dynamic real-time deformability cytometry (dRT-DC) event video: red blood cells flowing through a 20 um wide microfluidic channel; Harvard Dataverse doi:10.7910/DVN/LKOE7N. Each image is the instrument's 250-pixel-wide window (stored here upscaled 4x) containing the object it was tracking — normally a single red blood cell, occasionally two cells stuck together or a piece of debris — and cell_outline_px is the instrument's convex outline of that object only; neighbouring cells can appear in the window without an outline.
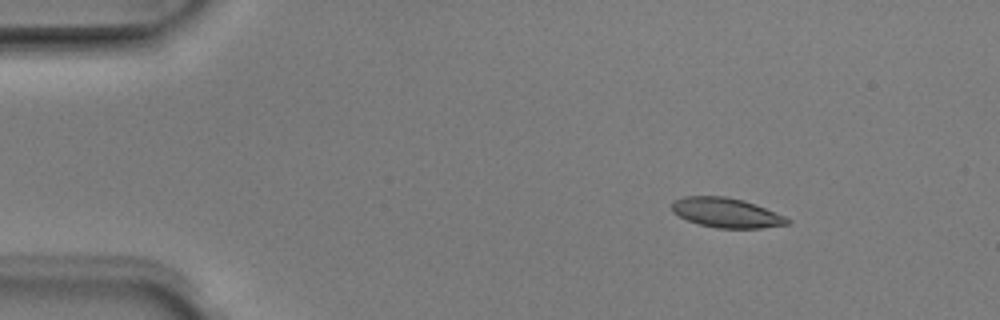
{"species": "Egyptian fruit bat (a non-hibernating species)", "species_latin": "Rousettus aegyptiacus", "temperature_condition": "room temperature", "stored_images_in_passage": 5, "camera_frame_rate_fps": 3000, "um_per_image_px": 0.085, "animal": {"sex": "male"}, "frame": {"image": 1, "passage_image": 3, "time_ms": 0.667, "image_size_px": [1000, 320], "cell_outline_px": [[792, 220], [788, 224], [760, 228], [716, 228], [700, 224], [688, 220], [672, 212], [672, 204], [676, 200], [684, 196], [724, 196], [744, 200], [756, 204], [784, 216]], "centroid_in_image_um": [61.75, 18.08], "position_along_channel_um": 23.2, "area_um2": 19.83}}
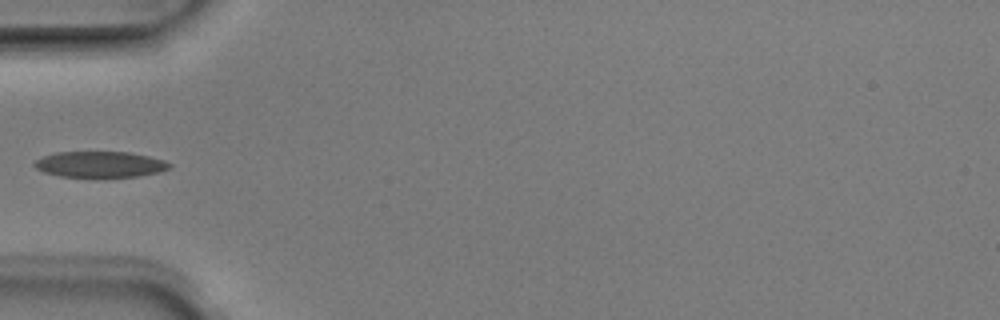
{"frame": {"image": 2, "passage_image": 5, "time_ms": 1.333, "image_size_px": [1000, 320], "cell_outline_px": [[172, 168], [160, 172], [136, 176], [96, 180], [60, 176], [44, 172], [36, 168], [32, 164], [36, 160], [44, 156], [56, 152], [128, 152], [148, 156], [164, 160], [172, 164]], "centroid_in_image_um": [8.51, 14.02], "position_along_channel_um": 76.5, "area_um2": 21.27}}